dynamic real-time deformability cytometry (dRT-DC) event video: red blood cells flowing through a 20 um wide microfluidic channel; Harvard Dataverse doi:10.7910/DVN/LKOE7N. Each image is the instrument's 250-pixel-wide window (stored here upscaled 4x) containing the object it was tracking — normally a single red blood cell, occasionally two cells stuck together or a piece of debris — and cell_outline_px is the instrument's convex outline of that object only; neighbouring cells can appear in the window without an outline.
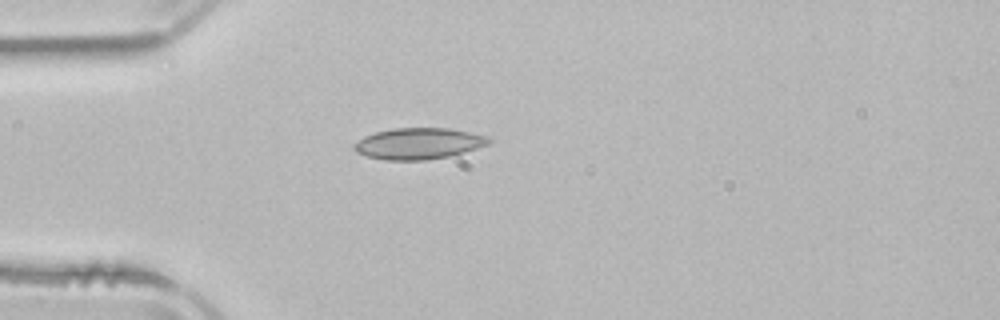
{"species": "common noctule bat (a hibernating species)", "species_latin": "Nyctalus noctula", "temperature_condition": "room temperature", "stored_images_in_passage": 1, "camera_frame_rate_fps": 3000, "um_per_image_px": 0.085, "animal": {"sex": "male", "body_mass_g": 21.5, "forearm_length_mm": 52.0}, "frame": {"image": 1, "passage_image": 1, "time_ms": 0.0, "image_size_px": [1000, 320], "cell_outline_px": [[492, 140], [488, 144], [464, 152], [448, 156], [424, 160], [384, 160], [368, 156], [356, 152], [352, 148], [364, 136], [376, 132], [392, 128], [448, 128], [488, 136]], "centroid_in_image_um": [35.58, 12.2], "position_along_channel_um": 49.4, "area_um2": 24.28}}